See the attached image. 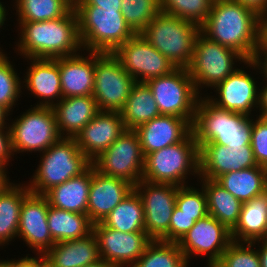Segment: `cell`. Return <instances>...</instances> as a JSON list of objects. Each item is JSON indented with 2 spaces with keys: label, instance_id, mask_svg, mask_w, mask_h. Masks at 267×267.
I'll return each instance as SVG.
<instances>
[{
  "label": "cell",
  "instance_id": "6da1fadb",
  "mask_svg": "<svg viewBox=\"0 0 267 267\" xmlns=\"http://www.w3.org/2000/svg\"><path fill=\"white\" fill-rule=\"evenodd\" d=\"M201 32L252 60L259 44L260 14L234 0H214Z\"/></svg>",
  "mask_w": 267,
  "mask_h": 267
},
{
  "label": "cell",
  "instance_id": "7a4b0ae2",
  "mask_svg": "<svg viewBox=\"0 0 267 267\" xmlns=\"http://www.w3.org/2000/svg\"><path fill=\"white\" fill-rule=\"evenodd\" d=\"M17 51L25 58L72 56L82 48L78 17L74 7L63 17L47 21H19Z\"/></svg>",
  "mask_w": 267,
  "mask_h": 267
},
{
  "label": "cell",
  "instance_id": "3957f363",
  "mask_svg": "<svg viewBox=\"0 0 267 267\" xmlns=\"http://www.w3.org/2000/svg\"><path fill=\"white\" fill-rule=\"evenodd\" d=\"M225 110L200 96L195 109L192 133L197 144H220L231 148L251 146L253 119Z\"/></svg>",
  "mask_w": 267,
  "mask_h": 267
},
{
  "label": "cell",
  "instance_id": "277c9868",
  "mask_svg": "<svg viewBox=\"0 0 267 267\" xmlns=\"http://www.w3.org/2000/svg\"><path fill=\"white\" fill-rule=\"evenodd\" d=\"M74 9L81 44L88 52L113 53L135 35L121 10H104L98 6H74Z\"/></svg>",
  "mask_w": 267,
  "mask_h": 267
},
{
  "label": "cell",
  "instance_id": "5b68a950",
  "mask_svg": "<svg viewBox=\"0 0 267 267\" xmlns=\"http://www.w3.org/2000/svg\"><path fill=\"white\" fill-rule=\"evenodd\" d=\"M200 32L195 23L159 12L140 34L176 68H187Z\"/></svg>",
  "mask_w": 267,
  "mask_h": 267
},
{
  "label": "cell",
  "instance_id": "8992f818",
  "mask_svg": "<svg viewBox=\"0 0 267 267\" xmlns=\"http://www.w3.org/2000/svg\"><path fill=\"white\" fill-rule=\"evenodd\" d=\"M190 172L199 176V147L192 131L181 142L147 154L142 180L185 186Z\"/></svg>",
  "mask_w": 267,
  "mask_h": 267
},
{
  "label": "cell",
  "instance_id": "52a82bcc",
  "mask_svg": "<svg viewBox=\"0 0 267 267\" xmlns=\"http://www.w3.org/2000/svg\"><path fill=\"white\" fill-rule=\"evenodd\" d=\"M42 154L40 165L28 185L29 191L38 195L80 175L91 165L75 138L62 137Z\"/></svg>",
  "mask_w": 267,
  "mask_h": 267
},
{
  "label": "cell",
  "instance_id": "ba28073f",
  "mask_svg": "<svg viewBox=\"0 0 267 267\" xmlns=\"http://www.w3.org/2000/svg\"><path fill=\"white\" fill-rule=\"evenodd\" d=\"M236 59L243 63L246 61L236 50L212 41L200 32L195 40L192 60L187 67L197 93H200L201 86L214 88L231 75L236 70L233 67Z\"/></svg>",
  "mask_w": 267,
  "mask_h": 267
},
{
  "label": "cell",
  "instance_id": "9c48e42d",
  "mask_svg": "<svg viewBox=\"0 0 267 267\" xmlns=\"http://www.w3.org/2000/svg\"><path fill=\"white\" fill-rule=\"evenodd\" d=\"M150 87L161 115L185 118L191 125L199 94L187 68H176L170 74L150 79Z\"/></svg>",
  "mask_w": 267,
  "mask_h": 267
},
{
  "label": "cell",
  "instance_id": "30bf717a",
  "mask_svg": "<svg viewBox=\"0 0 267 267\" xmlns=\"http://www.w3.org/2000/svg\"><path fill=\"white\" fill-rule=\"evenodd\" d=\"M9 128L13 154L44 152L62 138L52 107L34 106L14 120Z\"/></svg>",
  "mask_w": 267,
  "mask_h": 267
},
{
  "label": "cell",
  "instance_id": "8fae6325",
  "mask_svg": "<svg viewBox=\"0 0 267 267\" xmlns=\"http://www.w3.org/2000/svg\"><path fill=\"white\" fill-rule=\"evenodd\" d=\"M144 158L138 134L126 129L91 164L102 175L120 178L135 186L142 180Z\"/></svg>",
  "mask_w": 267,
  "mask_h": 267
},
{
  "label": "cell",
  "instance_id": "7c38bea8",
  "mask_svg": "<svg viewBox=\"0 0 267 267\" xmlns=\"http://www.w3.org/2000/svg\"><path fill=\"white\" fill-rule=\"evenodd\" d=\"M135 80L113 53L96 52L93 97L100 111H120Z\"/></svg>",
  "mask_w": 267,
  "mask_h": 267
},
{
  "label": "cell",
  "instance_id": "4fadbf2b",
  "mask_svg": "<svg viewBox=\"0 0 267 267\" xmlns=\"http://www.w3.org/2000/svg\"><path fill=\"white\" fill-rule=\"evenodd\" d=\"M134 189L142 200L145 232L152 240L169 242V224L176 206L178 186L141 180Z\"/></svg>",
  "mask_w": 267,
  "mask_h": 267
},
{
  "label": "cell",
  "instance_id": "5bb4252c",
  "mask_svg": "<svg viewBox=\"0 0 267 267\" xmlns=\"http://www.w3.org/2000/svg\"><path fill=\"white\" fill-rule=\"evenodd\" d=\"M113 55L135 82H147L168 75L176 69L175 65L141 34H135L128 39L113 52Z\"/></svg>",
  "mask_w": 267,
  "mask_h": 267
},
{
  "label": "cell",
  "instance_id": "9a60e30c",
  "mask_svg": "<svg viewBox=\"0 0 267 267\" xmlns=\"http://www.w3.org/2000/svg\"><path fill=\"white\" fill-rule=\"evenodd\" d=\"M233 242L231 230L211 215L195 222V225L177 242L187 262L190 255H209L208 267H213Z\"/></svg>",
  "mask_w": 267,
  "mask_h": 267
},
{
  "label": "cell",
  "instance_id": "2e32d148",
  "mask_svg": "<svg viewBox=\"0 0 267 267\" xmlns=\"http://www.w3.org/2000/svg\"><path fill=\"white\" fill-rule=\"evenodd\" d=\"M100 258L116 267H131L143 254L152 239L146 232H122L93 224Z\"/></svg>",
  "mask_w": 267,
  "mask_h": 267
},
{
  "label": "cell",
  "instance_id": "e0dca14e",
  "mask_svg": "<svg viewBox=\"0 0 267 267\" xmlns=\"http://www.w3.org/2000/svg\"><path fill=\"white\" fill-rule=\"evenodd\" d=\"M199 178L216 180L219 176L258 166L251 146L229 147L220 144H198Z\"/></svg>",
  "mask_w": 267,
  "mask_h": 267
},
{
  "label": "cell",
  "instance_id": "ac0fdd59",
  "mask_svg": "<svg viewBox=\"0 0 267 267\" xmlns=\"http://www.w3.org/2000/svg\"><path fill=\"white\" fill-rule=\"evenodd\" d=\"M48 209L49 202L44 195L30 192L23 199L20 210L17 236L42 255L55 244L47 224Z\"/></svg>",
  "mask_w": 267,
  "mask_h": 267
},
{
  "label": "cell",
  "instance_id": "d6986e66",
  "mask_svg": "<svg viewBox=\"0 0 267 267\" xmlns=\"http://www.w3.org/2000/svg\"><path fill=\"white\" fill-rule=\"evenodd\" d=\"M118 111H100L75 137L82 153L92 162L125 131Z\"/></svg>",
  "mask_w": 267,
  "mask_h": 267
},
{
  "label": "cell",
  "instance_id": "ffe728a7",
  "mask_svg": "<svg viewBox=\"0 0 267 267\" xmlns=\"http://www.w3.org/2000/svg\"><path fill=\"white\" fill-rule=\"evenodd\" d=\"M215 88L219 99H213L211 96L209 100L220 108L248 116L254 107L258 108L259 92L256 82L242 69L236 68Z\"/></svg>",
  "mask_w": 267,
  "mask_h": 267
},
{
  "label": "cell",
  "instance_id": "44dd1931",
  "mask_svg": "<svg viewBox=\"0 0 267 267\" xmlns=\"http://www.w3.org/2000/svg\"><path fill=\"white\" fill-rule=\"evenodd\" d=\"M133 189L134 186L126 180L102 175L92 165L87 205V214L91 222H102Z\"/></svg>",
  "mask_w": 267,
  "mask_h": 267
},
{
  "label": "cell",
  "instance_id": "7402d4cb",
  "mask_svg": "<svg viewBox=\"0 0 267 267\" xmlns=\"http://www.w3.org/2000/svg\"><path fill=\"white\" fill-rule=\"evenodd\" d=\"M144 157L156 150L181 142L191 131V124L182 117L160 115L135 129Z\"/></svg>",
  "mask_w": 267,
  "mask_h": 267
},
{
  "label": "cell",
  "instance_id": "603a6c76",
  "mask_svg": "<svg viewBox=\"0 0 267 267\" xmlns=\"http://www.w3.org/2000/svg\"><path fill=\"white\" fill-rule=\"evenodd\" d=\"M58 57L62 97L93 95L96 52ZM91 59V60H90Z\"/></svg>",
  "mask_w": 267,
  "mask_h": 267
},
{
  "label": "cell",
  "instance_id": "cb8c5ba5",
  "mask_svg": "<svg viewBox=\"0 0 267 267\" xmlns=\"http://www.w3.org/2000/svg\"><path fill=\"white\" fill-rule=\"evenodd\" d=\"M56 101L53 110L62 137L75 138L90 120L100 112L93 95L72 96ZM64 131L67 133L66 135Z\"/></svg>",
  "mask_w": 267,
  "mask_h": 267
},
{
  "label": "cell",
  "instance_id": "d4e9b609",
  "mask_svg": "<svg viewBox=\"0 0 267 267\" xmlns=\"http://www.w3.org/2000/svg\"><path fill=\"white\" fill-rule=\"evenodd\" d=\"M32 65L26 72V87L32 94L42 100L36 106L52 107L54 99H62L61 81L57 58H29Z\"/></svg>",
  "mask_w": 267,
  "mask_h": 267
},
{
  "label": "cell",
  "instance_id": "484cf974",
  "mask_svg": "<svg viewBox=\"0 0 267 267\" xmlns=\"http://www.w3.org/2000/svg\"><path fill=\"white\" fill-rule=\"evenodd\" d=\"M47 267H84L100 259L98 242L92 232L88 236L56 242L45 254Z\"/></svg>",
  "mask_w": 267,
  "mask_h": 267
},
{
  "label": "cell",
  "instance_id": "4316f807",
  "mask_svg": "<svg viewBox=\"0 0 267 267\" xmlns=\"http://www.w3.org/2000/svg\"><path fill=\"white\" fill-rule=\"evenodd\" d=\"M92 164L80 175L54 186L44 196L49 205L69 212L87 214Z\"/></svg>",
  "mask_w": 267,
  "mask_h": 267
},
{
  "label": "cell",
  "instance_id": "83f0119b",
  "mask_svg": "<svg viewBox=\"0 0 267 267\" xmlns=\"http://www.w3.org/2000/svg\"><path fill=\"white\" fill-rule=\"evenodd\" d=\"M231 236L234 242L244 243L267 239V192L242 204Z\"/></svg>",
  "mask_w": 267,
  "mask_h": 267
},
{
  "label": "cell",
  "instance_id": "f1b7e54d",
  "mask_svg": "<svg viewBox=\"0 0 267 267\" xmlns=\"http://www.w3.org/2000/svg\"><path fill=\"white\" fill-rule=\"evenodd\" d=\"M215 181L244 203L267 192V168L258 165L232 171Z\"/></svg>",
  "mask_w": 267,
  "mask_h": 267
},
{
  "label": "cell",
  "instance_id": "f546056e",
  "mask_svg": "<svg viewBox=\"0 0 267 267\" xmlns=\"http://www.w3.org/2000/svg\"><path fill=\"white\" fill-rule=\"evenodd\" d=\"M125 129L139 126L161 115L152 91L146 82H135L124 107L119 111Z\"/></svg>",
  "mask_w": 267,
  "mask_h": 267
},
{
  "label": "cell",
  "instance_id": "4dcf8cb0",
  "mask_svg": "<svg viewBox=\"0 0 267 267\" xmlns=\"http://www.w3.org/2000/svg\"><path fill=\"white\" fill-rule=\"evenodd\" d=\"M47 224L55 243L81 239L93 232L88 214L69 212L50 205Z\"/></svg>",
  "mask_w": 267,
  "mask_h": 267
},
{
  "label": "cell",
  "instance_id": "1f68e13d",
  "mask_svg": "<svg viewBox=\"0 0 267 267\" xmlns=\"http://www.w3.org/2000/svg\"><path fill=\"white\" fill-rule=\"evenodd\" d=\"M200 180L206 192L209 215L232 231L239 221L243 203L215 180Z\"/></svg>",
  "mask_w": 267,
  "mask_h": 267
},
{
  "label": "cell",
  "instance_id": "d6a6232c",
  "mask_svg": "<svg viewBox=\"0 0 267 267\" xmlns=\"http://www.w3.org/2000/svg\"><path fill=\"white\" fill-rule=\"evenodd\" d=\"M122 232H145L144 209L140 196L133 189L101 222Z\"/></svg>",
  "mask_w": 267,
  "mask_h": 267
},
{
  "label": "cell",
  "instance_id": "836d02e7",
  "mask_svg": "<svg viewBox=\"0 0 267 267\" xmlns=\"http://www.w3.org/2000/svg\"><path fill=\"white\" fill-rule=\"evenodd\" d=\"M29 193L28 186L13 184L0 194V246L17 237L21 206Z\"/></svg>",
  "mask_w": 267,
  "mask_h": 267
},
{
  "label": "cell",
  "instance_id": "e575fe53",
  "mask_svg": "<svg viewBox=\"0 0 267 267\" xmlns=\"http://www.w3.org/2000/svg\"><path fill=\"white\" fill-rule=\"evenodd\" d=\"M177 242L152 240L131 267H188Z\"/></svg>",
  "mask_w": 267,
  "mask_h": 267
},
{
  "label": "cell",
  "instance_id": "d590c367",
  "mask_svg": "<svg viewBox=\"0 0 267 267\" xmlns=\"http://www.w3.org/2000/svg\"><path fill=\"white\" fill-rule=\"evenodd\" d=\"M18 21H47L65 16L73 6L66 0H16Z\"/></svg>",
  "mask_w": 267,
  "mask_h": 267
},
{
  "label": "cell",
  "instance_id": "8d00e7d4",
  "mask_svg": "<svg viewBox=\"0 0 267 267\" xmlns=\"http://www.w3.org/2000/svg\"><path fill=\"white\" fill-rule=\"evenodd\" d=\"M214 0H160V12L202 26Z\"/></svg>",
  "mask_w": 267,
  "mask_h": 267
},
{
  "label": "cell",
  "instance_id": "74e56055",
  "mask_svg": "<svg viewBox=\"0 0 267 267\" xmlns=\"http://www.w3.org/2000/svg\"><path fill=\"white\" fill-rule=\"evenodd\" d=\"M160 12V0H122L121 13L135 34L144 28Z\"/></svg>",
  "mask_w": 267,
  "mask_h": 267
},
{
  "label": "cell",
  "instance_id": "f35d334b",
  "mask_svg": "<svg viewBox=\"0 0 267 267\" xmlns=\"http://www.w3.org/2000/svg\"><path fill=\"white\" fill-rule=\"evenodd\" d=\"M254 244L233 241L213 267H261L258 250L251 248Z\"/></svg>",
  "mask_w": 267,
  "mask_h": 267
},
{
  "label": "cell",
  "instance_id": "ab89813d",
  "mask_svg": "<svg viewBox=\"0 0 267 267\" xmlns=\"http://www.w3.org/2000/svg\"><path fill=\"white\" fill-rule=\"evenodd\" d=\"M0 50V104L11 111L20 97L21 82L8 57Z\"/></svg>",
  "mask_w": 267,
  "mask_h": 267
},
{
  "label": "cell",
  "instance_id": "60d3db41",
  "mask_svg": "<svg viewBox=\"0 0 267 267\" xmlns=\"http://www.w3.org/2000/svg\"><path fill=\"white\" fill-rule=\"evenodd\" d=\"M193 187L178 186L176 206L187 216H195V221L204 218L208 213L206 192Z\"/></svg>",
  "mask_w": 267,
  "mask_h": 267
},
{
  "label": "cell",
  "instance_id": "b9f144b4",
  "mask_svg": "<svg viewBox=\"0 0 267 267\" xmlns=\"http://www.w3.org/2000/svg\"><path fill=\"white\" fill-rule=\"evenodd\" d=\"M251 147L257 164L267 168V117L253 121Z\"/></svg>",
  "mask_w": 267,
  "mask_h": 267
},
{
  "label": "cell",
  "instance_id": "7bdbcfd3",
  "mask_svg": "<svg viewBox=\"0 0 267 267\" xmlns=\"http://www.w3.org/2000/svg\"><path fill=\"white\" fill-rule=\"evenodd\" d=\"M195 222V216H187L175 206L169 224V242H178L195 225Z\"/></svg>",
  "mask_w": 267,
  "mask_h": 267
},
{
  "label": "cell",
  "instance_id": "ee69618b",
  "mask_svg": "<svg viewBox=\"0 0 267 267\" xmlns=\"http://www.w3.org/2000/svg\"><path fill=\"white\" fill-rule=\"evenodd\" d=\"M4 129H6V131ZM12 155L14 154L11 147L10 128L9 126L0 127V164L7 166Z\"/></svg>",
  "mask_w": 267,
  "mask_h": 267
},
{
  "label": "cell",
  "instance_id": "f6af8a7d",
  "mask_svg": "<svg viewBox=\"0 0 267 267\" xmlns=\"http://www.w3.org/2000/svg\"><path fill=\"white\" fill-rule=\"evenodd\" d=\"M261 53V54H260ZM262 54L265 58H262ZM264 59V60H263ZM264 62H263V61ZM244 64H248L250 67H254L261 71L260 74H264V78L267 81V48H256L255 54L252 60H246ZM263 71V72H262Z\"/></svg>",
  "mask_w": 267,
  "mask_h": 267
},
{
  "label": "cell",
  "instance_id": "bcb514c9",
  "mask_svg": "<svg viewBox=\"0 0 267 267\" xmlns=\"http://www.w3.org/2000/svg\"><path fill=\"white\" fill-rule=\"evenodd\" d=\"M122 0H80L75 6H98L104 10H121Z\"/></svg>",
  "mask_w": 267,
  "mask_h": 267
},
{
  "label": "cell",
  "instance_id": "7dc6e473",
  "mask_svg": "<svg viewBox=\"0 0 267 267\" xmlns=\"http://www.w3.org/2000/svg\"><path fill=\"white\" fill-rule=\"evenodd\" d=\"M39 257H24L20 260H11V267H44V255L39 254Z\"/></svg>",
  "mask_w": 267,
  "mask_h": 267
},
{
  "label": "cell",
  "instance_id": "c3c4849f",
  "mask_svg": "<svg viewBox=\"0 0 267 267\" xmlns=\"http://www.w3.org/2000/svg\"><path fill=\"white\" fill-rule=\"evenodd\" d=\"M257 48H267V12L260 14V33Z\"/></svg>",
  "mask_w": 267,
  "mask_h": 267
},
{
  "label": "cell",
  "instance_id": "681fc988",
  "mask_svg": "<svg viewBox=\"0 0 267 267\" xmlns=\"http://www.w3.org/2000/svg\"><path fill=\"white\" fill-rule=\"evenodd\" d=\"M255 9L259 14L267 12V0H234Z\"/></svg>",
  "mask_w": 267,
  "mask_h": 267
},
{
  "label": "cell",
  "instance_id": "f907efd6",
  "mask_svg": "<svg viewBox=\"0 0 267 267\" xmlns=\"http://www.w3.org/2000/svg\"><path fill=\"white\" fill-rule=\"evenodd\" d=\"M262 90L259 89L258 107L261 110L260 117H267V84Z\"/></svg>",
  "mask_w": 267,
  "mask_h": 267
},
{
  "label": "cell",
  "instance_id": "816d5d0a",
  "mask_svg": "<svg viewBox=\"0 0 267 267\" xmlns=\"http://www.w3.org/2000/svg\"><path fill=\"white\" fill-rule=\"evenodd\" d=\"M5 167L3 165L0 166V194L13 184L9 182Z\"/></svg>",
  "mask_w": 267,
  "mask_h": 267
},
{
  "label": "cell",
  "instance_id": "f5cc1de1",
  "mask_svg": "<svg viewBox=\"0 0 267 267\" xmlns=\"http://www.w3.org/2000/svg\"><path fill=\"white\" fill-rule=\"evenodd\" d=\"M262 242L260 249L258 250L259 256H260V264L261 267H267V239L264 240H258L259 242Z\"/></svg>",
  "mask_w": 267,
  "mask_h": 267
},
{
  "label": "cell",
  "instance_id": "db71d44e",
  "mask_svg": "<svg viewBox=\"0 0 267 267\" xmlns=\"http://www.w3.org/2000/svg\"><path fill=\"white\" fill-rule=\"evenodd\" d=\"M8 112L10 113V111L5 106L0 104V127H5L6 117L10 115Z\"/></svg>",
  "mask_w": 267,
  "mask_h": 267
},
{
  "label": "cell",
  "instance_id": "11a10c76",
  "mask_svg": "<svg viewBox=\"0 0 267 267\" xmlns=\"http://www.w3.org/2000/svg\"><path fill=\"white\" fill-rule=\"evenodd\" d=\"M84 267H116V266L100 258L98 261Z\"/></svg>",
  "mask_w": 267,
  "mask_h": 267
},
{
  "label": "cell",
  "instance_id": "9f6ffc18",
  "mask_svg": "<svg viewBox=\"0 0 267 267\" xmlns=\"http://www.w3.org/2000/svg\"><path fill=\"white\" fill-rule=\"evenodd\" d=\"M6 8L0 1V28L4 25V21L6 20Z\"/></svg>",
  "mask_w": 267,
  "mask_h": 267
},
{
  "label": "cell",
  "instance_id": "6f0895ef",
  "mask_svg": "<svg viewBox=\"0 0 267 267\" xmlns=\"http://www.w3.org/2000/svg\"><path fill=\"white\" fill-rule=\"evenodd\" d=\"M0 267H11V260H0Z\"/></svg>",
  "mask_w": 267,
  "mask_h": 267
},
{
  "label": "cell",
  "instance_id": "680465c9",
  "mask_svg": "<svg viewBox=\"0 0 267 267\" xmlns=\"http://www.w3.org/2000/svg\"><path fill=\"white\" fill-rule=\"evenodd\" d=\"M69 2L73 7L80 1V0H66Z\"/></svg>",
  "mask_w": 267,
  "mask_h": 267
}]
</instances>
